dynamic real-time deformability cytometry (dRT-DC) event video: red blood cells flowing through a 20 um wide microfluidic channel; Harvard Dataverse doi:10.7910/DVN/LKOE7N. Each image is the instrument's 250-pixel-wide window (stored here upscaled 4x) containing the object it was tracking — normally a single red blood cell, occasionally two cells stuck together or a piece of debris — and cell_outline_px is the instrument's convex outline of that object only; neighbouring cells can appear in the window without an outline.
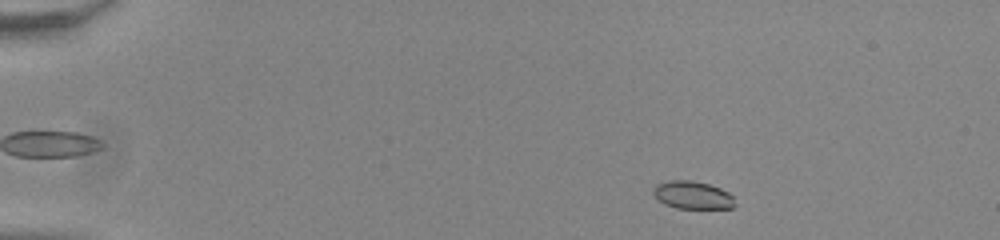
{"species": "common noctule bat (a hibernating species)", "species_latin": "Nyctalus noctula", "temperature_condition": "room temperature", "stored_images_in_passage": 52, "camera_frame_rate_fps": 3000, "um_per_image_px": 0.085, "animal": {"sex": "male", "body_mass_g": 20.0, "forearm_length_mm": 53.3}, "frame": {"image": 1, "passage_image": 6, "time_ms": 1.667, "image_size_px": [1000, 240], "cell_outline_px": [[736, 204], [732, 208], [676, 208], [664, 204], [652, 192], [652, 188], [656, 184], [668, 180], [692, 180], [708, 184], [720, 188], [728, 192], [732, 196]], "centroid_in_image_um": [58.86, 16.57], "position_along_channel_um": 26.1, "area_um2": 13.24}}
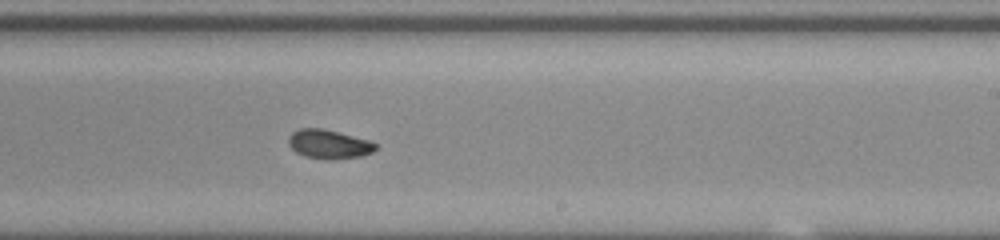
{"frame": {"image": 2, "passage_image": 32, "time_ms": 10.333, "image_size_px": [1000, 240], "cell_outline_px": [[376, 148], [372, 152], [360, 156], [336, 160], [328, 160], [304, 156], [296, 152], [288, 144], [288, 136], [292, 132], [300, 128], [320, 128], [368, 140], [376, 144]], "centroid_in_image_um": [27.91, 12.27], "position_along_channel_um": 261.1, "area_um2": 14.62}}
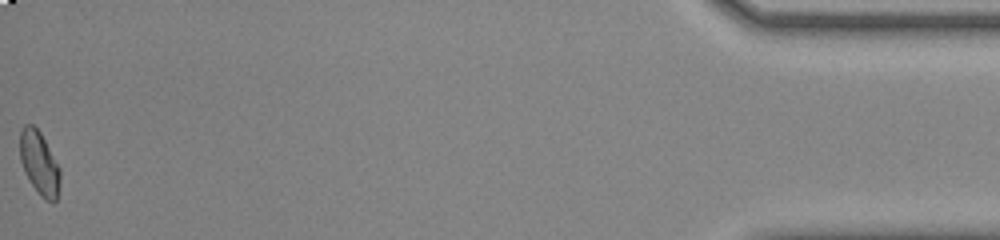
{"frame": {"image": 3, "passage_image": 52, "time_ms": 17.0, "image_size_px": [1000, 240], "cell_outline_px": [[60, 180], [56, 200], [52, 204], [40, 196], [24, 172], [20, 160], [20, 132], [24, 124], [32, 124], [40, 132], [60, 168]], "centroid_in_image_um": [3.34, 13.88], "position_along_channel_um": 431.9, "area_um2": 14.8}, "authors_computed_cell_mechanics": {"area_um2": 14.6812, "velocity_mm_per_s": 3.8514, "shape_relaxation_time_tau1_ms": 4.0437, "shape_relaxation_time_tau2_ms": 1.5238, "deformation_change_tau1": 0.1165, "deformation_change_tau2": 0.0407}}